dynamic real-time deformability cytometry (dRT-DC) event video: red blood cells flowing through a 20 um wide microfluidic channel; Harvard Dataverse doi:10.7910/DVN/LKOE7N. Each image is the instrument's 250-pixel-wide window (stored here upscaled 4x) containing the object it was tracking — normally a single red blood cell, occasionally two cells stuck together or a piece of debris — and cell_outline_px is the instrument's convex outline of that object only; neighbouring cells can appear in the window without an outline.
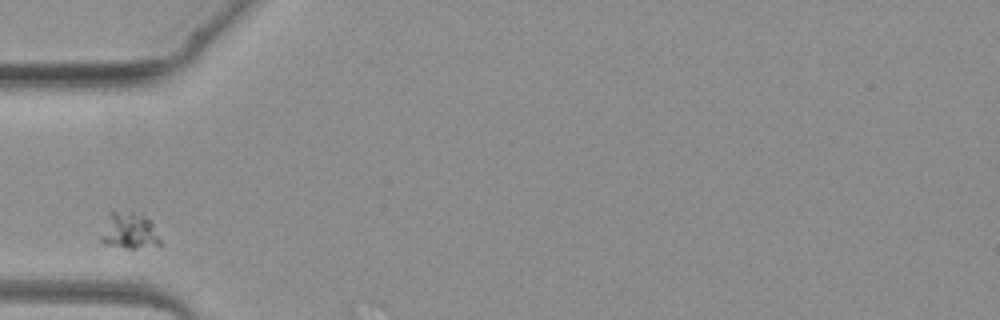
{"species": "common noctule bat (a hibernating species)", "species_latin": "Nyctalus noctula", "temperature_condition": "warm", "stored_images_in_passage": 1, "camera_frame_rate_fps": 3000, "um_per_image_px": 0.085, "animal": {"sex": "female", "body_mass_g": 19.3, "forearm_length_mm": 54.1}, "frame": {"image": 1, "passage_image": 1, "time_ms": 0.0, "image_size_px": [1000, 320], "cell_outline_px": [[164, 244], [136, 248], [128, 248], [104, 244], [100, 240], [108, 212], [112, 208], [132, 212], [144, 216], [152, 224]], "centroid_in_image_um": [10.96, 19.59], "position_along_channel_um": 74.0, "area_um2": 12.72}}